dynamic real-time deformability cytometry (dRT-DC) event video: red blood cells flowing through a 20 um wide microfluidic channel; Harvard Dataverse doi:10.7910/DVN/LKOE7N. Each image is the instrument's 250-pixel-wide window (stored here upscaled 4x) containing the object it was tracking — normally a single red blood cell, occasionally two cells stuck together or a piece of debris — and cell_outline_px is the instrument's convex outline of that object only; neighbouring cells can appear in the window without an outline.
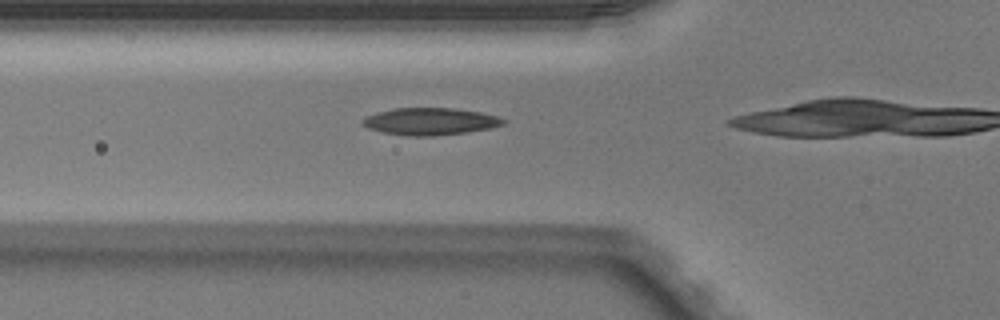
{"species": "Egyptian fruit bat (a non-hibernating species)", "species_latin": "Rousettus aegyptiacus", "temperature_condition": "warm", "stored_images_in_passage": 6, "camera_frame_rate_fps": 3000, "um_per_image_px": 0.085, "animal": {"sex": "male"}, "frame": {"image": 1, "passage_image": 2, "time_ms": 0.333, "image_size_px": [1000, 320], "cell_outline_px": [[508, 120], [504, 124], [488, 128], [468, 132], [432, 136], [404, 136], [384, 132], [368, 128], [360, 124], [360, 120], [364, 116], [376, 112], [396, 108], [452, 108], [480, 112], [496, 116]], "centroid_in_image_um": [36.51, 10.32], "position_along_channel_um": 89.3, "area_um2": 22.37}}